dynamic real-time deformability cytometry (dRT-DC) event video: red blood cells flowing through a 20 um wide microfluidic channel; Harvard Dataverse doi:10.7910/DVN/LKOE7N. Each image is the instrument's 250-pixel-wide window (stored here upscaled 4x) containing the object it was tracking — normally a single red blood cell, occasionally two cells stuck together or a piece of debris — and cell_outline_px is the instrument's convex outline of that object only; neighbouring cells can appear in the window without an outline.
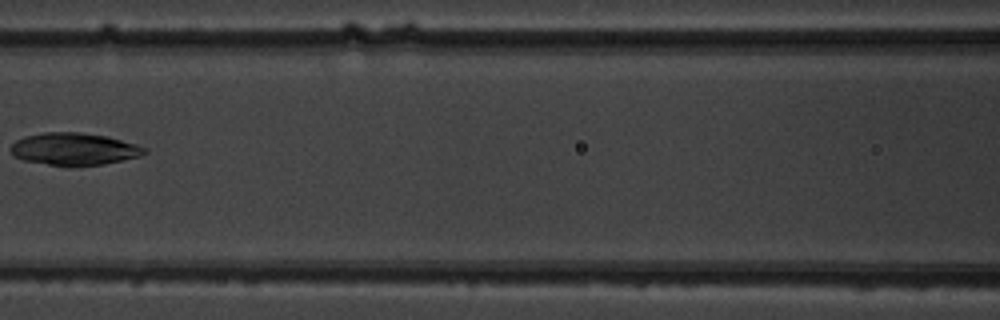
{"species": "common noctule bat (a hibernating species)", "species_latin": "Nyctalus noctula", "temperature_condition": "warm", "stored_images_in_passage": 8, "camera_frame_rate_fps": 3000, "um_per_image_px": 0.085, "animal": {"sex": "male", "body_mass_g": 19.5, "forearm_length_mm": 54.6}, "frame": {"image": 1, "passage_image": 6, "time_ms": 6.0, "image_size_px": [1000, 320], "cell_outline_px": [[148, 152], [140, 156], [104, 164], [68, 168], [24, 160], [16, 156], [12, 152], [12, 144], [16, 140], [24, 136], [44, 132], [80, 132], [108, 136], [136, 144], [148, 148]], "centroid_in_image_um": [6.34, 12.68], "position_along_channel_um": 160.3, "area_um2": 25.55}}
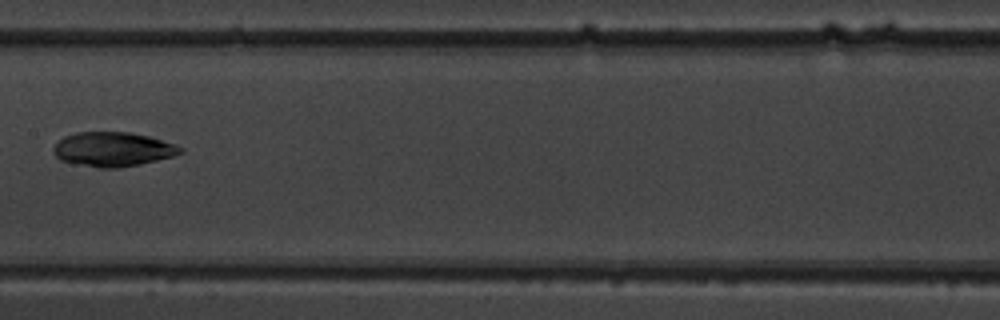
{"frame": {"image": 2, "passage_image": 7, "time_ms": 7.0, "image_size_px": [1000, 320], "cell_outline_px": [[184, 152], [172, 156], [140, 164], [116, 168], [100, 168], [60, 160], [52, 152], [52, 148], [64, 136], [76, 132], [132, 132], [148, 136], [184, 148]], "centroid_in_image_um": [9.57, 12.68], "position_along_channel_um": 197.8, "area_um2": 25.2}}
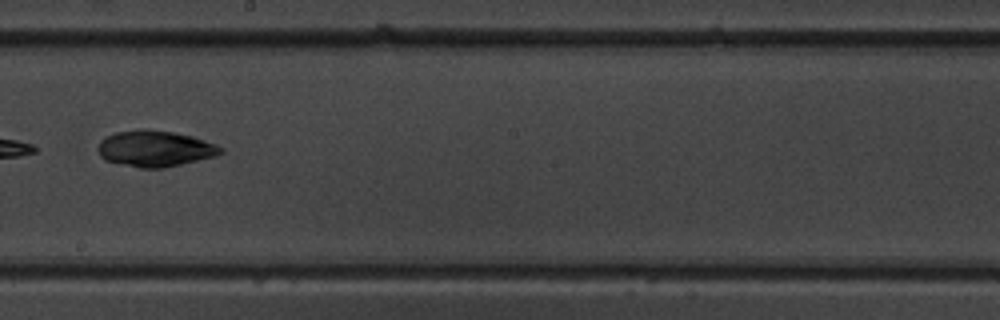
{"frame": {"image": 3, "passage_image": 8, "time_ms": 8.0, "image_size_px": [1000, 320], "cell_outline_px": [[224, 152], [216, 156], [180, 164], [160, 168], [140, 168], [104, 160], [100, 156], [96, 148], [100, 140], [104, 136], [116, 132], [144, 128], [148, 128], [172, 132], [192, 136], [216, 144], [224, 148]], "centroid_in_image_um": [13.15, 12.62], "position_along_channel_um": 235.1, "area_um2": 26.01}}